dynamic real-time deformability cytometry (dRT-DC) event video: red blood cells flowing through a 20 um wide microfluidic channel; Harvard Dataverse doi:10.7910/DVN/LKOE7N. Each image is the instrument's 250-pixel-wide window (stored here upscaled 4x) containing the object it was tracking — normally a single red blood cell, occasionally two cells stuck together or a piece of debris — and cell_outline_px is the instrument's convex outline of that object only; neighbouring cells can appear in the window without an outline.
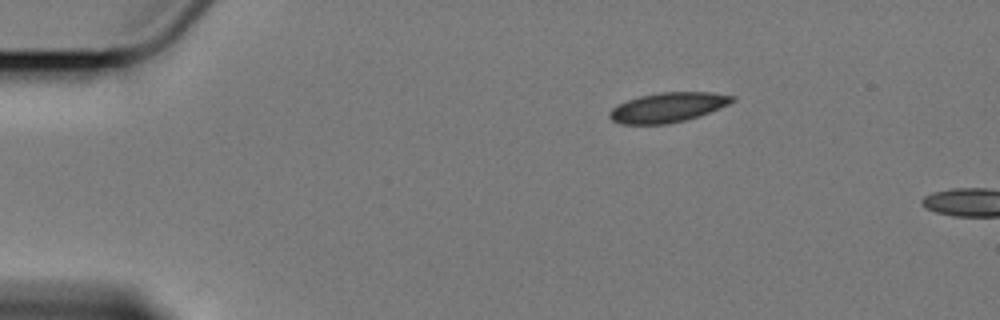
{"species": "Egyptian fruit bat (a non-hibernating species)", "species_latin": "Rousettus aegyptiacus", "temperature_condition": "cold", "stored_images_in_passage": 2, "camera_frame_rate_fps": 3000, "um_per_image_px": 0.085, "animal": {"sex": "female"}, "frame": {"image": 1, "passage_image": 1, "time_ms": 0.0, "image_size_px": [1000, 320], "cell_outline_px": [[736, 100], [720, 108], [700, 116], [668, 124], [620, 124], [612, 120], [608, 116], [608, 112], [612, 108], [628, 100], [640, 96], [660, 92], [712, 92], [736, 96]], "centroid_in_image_um": [56.79, 9.13], "position_along_channel_um": 28.2, "area_um2": 21.27}}